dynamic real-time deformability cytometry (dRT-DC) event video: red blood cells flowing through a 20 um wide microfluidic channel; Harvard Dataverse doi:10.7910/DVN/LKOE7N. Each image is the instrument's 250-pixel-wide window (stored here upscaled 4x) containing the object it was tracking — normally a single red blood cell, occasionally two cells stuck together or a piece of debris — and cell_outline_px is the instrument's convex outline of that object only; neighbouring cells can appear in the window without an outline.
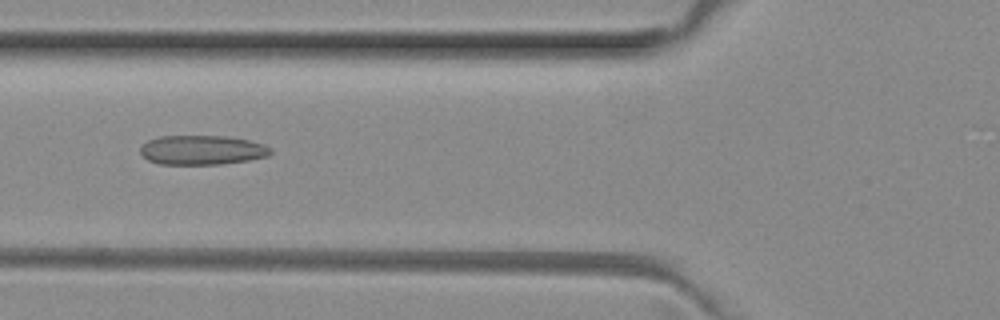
{"species": "common noctule bat (a hibernating species)", "species_latin": "Nyctalus noctula", "temperature_condition": "room temperature", "stored_images_in_passage": 5, "camera_frame_rate_fps": 3000, "um_per_image_px": 0.085, "animal": {"sex": "female", "body_mass_g": 29.2, "forearm_length_mm": 56.3}, "frame": {"image": 1, "passage_image": 5, "time_ms": 1.333, "image_size_px": [1000, 320], "cell_outline_px": [[272, 152], [268, 156], [248, 160], [220, 164], [160, 164], [148, 160], [140, 152], [140, 148], [148, 140], [160, 136], [224, 136], [248, 140], [264, 144], [272, 148]], "centroid_in_image_um": [17.19, 12.75], "position_along_channel_um": 108.6, "area_um2": 22.25}}